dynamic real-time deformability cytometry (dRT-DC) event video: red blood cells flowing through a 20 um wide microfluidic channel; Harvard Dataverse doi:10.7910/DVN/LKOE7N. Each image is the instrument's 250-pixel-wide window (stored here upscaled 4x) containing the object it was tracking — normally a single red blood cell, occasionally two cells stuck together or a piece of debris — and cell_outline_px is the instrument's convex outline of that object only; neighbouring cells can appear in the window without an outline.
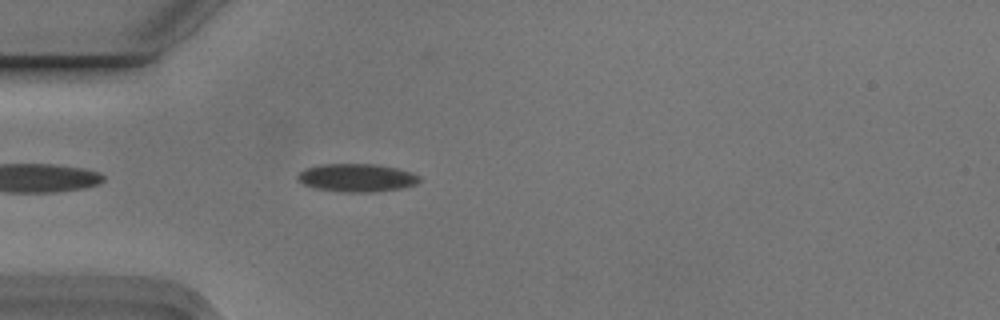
{"species": "Egyptian fruit bat (a non-hibernating species)", "species_latin": "Rousettus aegyptiacus", "temperature_condition": "cold", "stored_images_in_passage": 5, "camera_frame_rate_fps": 3000, "um_per_image_px": 0.085, "animal": {"sex": "male"}, "frame": {"image": 1, "passage_image": 5, "time_ms": 1.333, "image_size_px": [1000, 320], "cell_outline_px": [[420, 180], [416, 184], [404, 188], [372, 192], [340, 192], [312, 188], [296, 180], [296, 176], [300, 172], [308, 168], [320, 164], [376, 164], [396, 168], [412, 172], [420, 176]], "centroid_in_image_um": [30.32, 15.12], "position_along_channel_um": 54.7, "area_um2": 20.11}}